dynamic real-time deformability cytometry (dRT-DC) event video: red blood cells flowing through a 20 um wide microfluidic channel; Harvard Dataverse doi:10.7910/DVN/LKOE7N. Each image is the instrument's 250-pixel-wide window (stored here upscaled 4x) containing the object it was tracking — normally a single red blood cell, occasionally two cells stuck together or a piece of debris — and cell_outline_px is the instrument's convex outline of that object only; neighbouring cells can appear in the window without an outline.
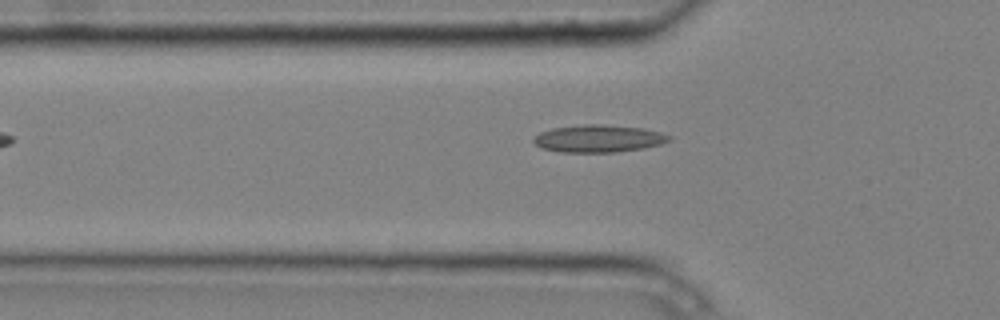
{"species": "common noctule bat (a hibernating species)", "species_latin": "Nyctalus noctula", "temperature_condition": "cold", "stored_images_in_passage": 4, "camera_frame_rate_fps": 3000, "um_per_image_px": 0.085, "animal": {"sex": "male", "body_mass_g": 20.4}, "frame": {"image": 1, "passage_image": 4, "time_ms": 1.0, "image_size_px": [1000, 320], "cell_outline_px": [[672, 140], [660, 144], [644, 148], [616, 152], [560, 152], [540, 148], [532, 140], [540, 132], [552, 128], [584, 124], [604, 124], [644, 128], [660, 132], [672, 136]], "centroid_in_image_um": [50.89, 11.77], "position_along_channel_um": 74.9, "area_um2": 21.79}}